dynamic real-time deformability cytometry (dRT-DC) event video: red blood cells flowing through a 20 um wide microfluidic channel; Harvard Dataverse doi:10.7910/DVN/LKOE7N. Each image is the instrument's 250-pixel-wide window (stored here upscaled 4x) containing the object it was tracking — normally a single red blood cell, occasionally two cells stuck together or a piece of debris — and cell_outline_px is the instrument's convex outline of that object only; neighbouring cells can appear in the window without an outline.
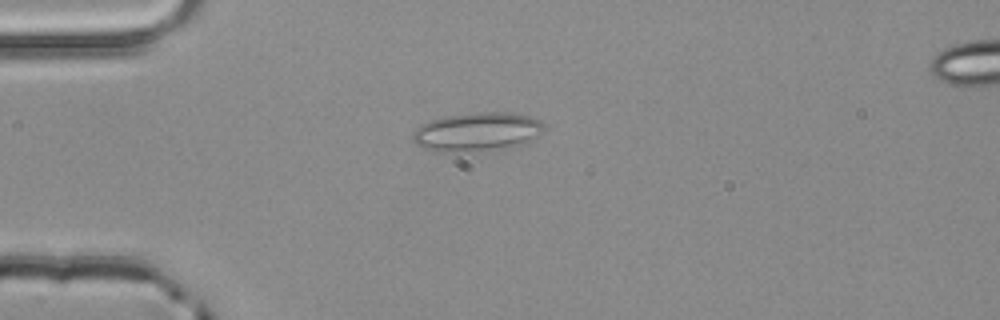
{"species": "common noctule bat (a hibernating species)", "species_latin": "Nyctalus noctula", "temperature_condition": "room temperature", "stored_images_in_passage": 3, "segment_of_instrument_passage": [1, 2], "camera_frame_rate_fps": 3000, "um_per_image_px": 0.085, "animal": {"sex": "male", "body_mass_g": 20.4}, "frame": {"image": 1, "passage_image": 2, "time_ms": 0.333, "image_size_px": [1000, 320], "cell_outline_px": [[544, 132], [528, 144], [508, 148], [484, 152], [436, 152], [424, 148], [416, 144], [412, 140], [412, 136], [416, 128], [420, 124], [428, 120], [444, 116], [476, 112], [512, 112], [528, 116], [540, 120], [544, 124]], "centroid_in_image_um": [40.58, 11.23], "position_along_channel_um": 44.4, "area_um2": 30.75}}